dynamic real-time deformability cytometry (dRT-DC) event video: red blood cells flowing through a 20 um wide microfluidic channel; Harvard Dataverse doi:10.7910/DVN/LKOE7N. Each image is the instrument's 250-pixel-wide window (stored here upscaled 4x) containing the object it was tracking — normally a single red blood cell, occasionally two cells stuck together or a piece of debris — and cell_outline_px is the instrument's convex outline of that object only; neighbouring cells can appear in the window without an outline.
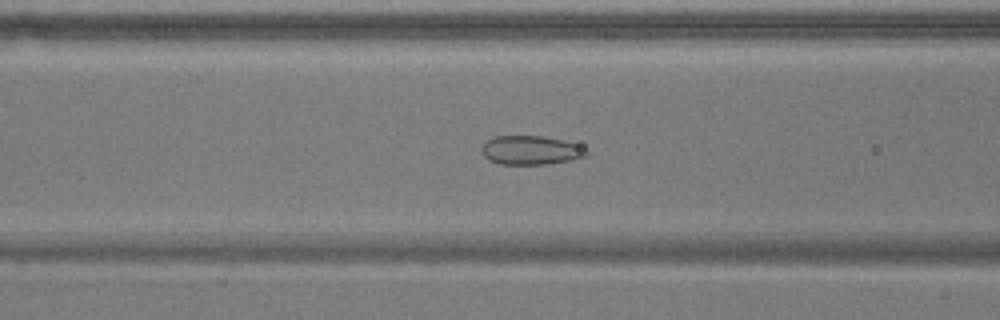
{"species": "common noctule bat (a hibernating species)", "species_latin": "Nyctalus noctula", "temperature_condition": "warm", "stored_images_in_passage": 53, "camera_frame_rate_fps": 3000, "um_per_image_px": 0.085, "animal": {"sex": "male", "body_mass_g": 17.9}, "frame": {"image": 1, "passage_image": 20, "time_ms": 6.333, "image_size_px": [1000, 320], "cell_outline_px": [[588, 156], [572, 160], [544, 164], [500, 164], [488, 160], [480, 152], [480, 148], [488, 140], [496, 136], [544, 136], [564, 140], [576, 144], [588, 152]], "centroid_in_image_um": [45.09, 12.77], "position_along_channel_um": 121.5, "area_um2": 17.69}}
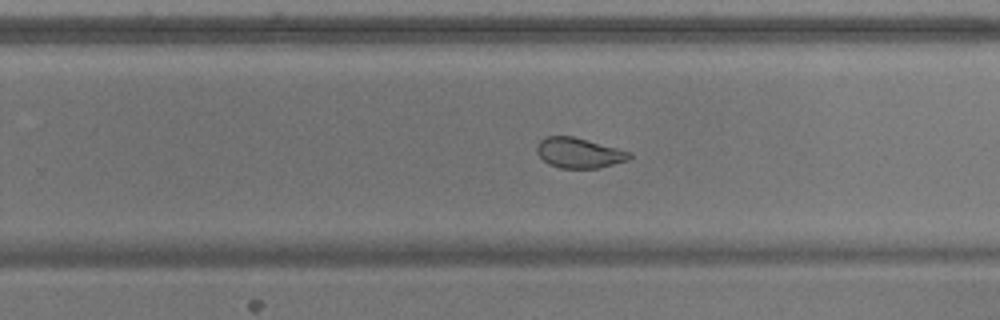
{"frame": {"image": 2, "passage_image": 33, "time_ms": 10.667, "image_size_px": [1000, 320], "cell_outline_px": [[632, 156], [628, 160], [596, 168], [560, 168], [548, 164], [536, 152], [536, 144], [544, 136], [572, 136], [632, 152]], "centroid_in_image_um": [49.18, 12.99], "position_along_channel_um": 280.6, "area_um2": 16.24}}
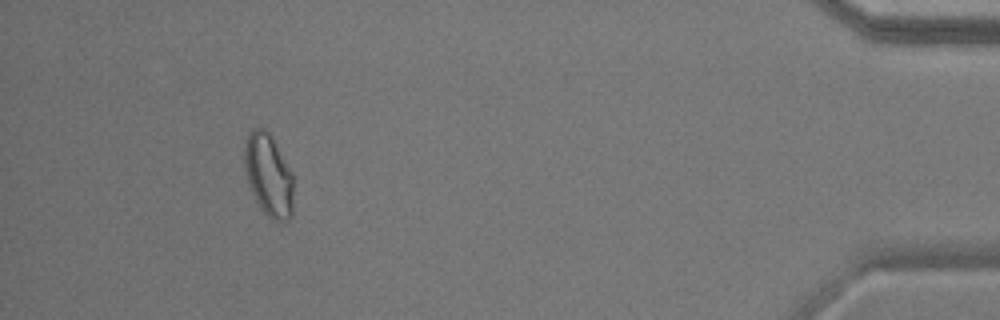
{"frame": {"image": 3, "passage_image": 49, "time_ms": 16.0, "image_size_px": [1000, 320], "cell_outline_px": [[292, 216], [288, 220], [272, 220], [260, 208], [248, 184], [244, 168], [244, 148], [248, 132], [252, 128], [264, 128], [268, 132], [292, 172]], "centroid_in_image_um": [22.8, 14.88], "position_along_channel_um": 412.4, "area_um2": 23.35}, "authors_computed_cell_mechanics": {"area_um2": 20.9236, "velocity_mm_per_s": 3.6785, "shape_relaxation_time_tau1_ms": null, "shape_relaxation_time_tau2_ms": 1.0683, "deformation_change_tau1": null, "deformation_change_tau2": 0.0822}}